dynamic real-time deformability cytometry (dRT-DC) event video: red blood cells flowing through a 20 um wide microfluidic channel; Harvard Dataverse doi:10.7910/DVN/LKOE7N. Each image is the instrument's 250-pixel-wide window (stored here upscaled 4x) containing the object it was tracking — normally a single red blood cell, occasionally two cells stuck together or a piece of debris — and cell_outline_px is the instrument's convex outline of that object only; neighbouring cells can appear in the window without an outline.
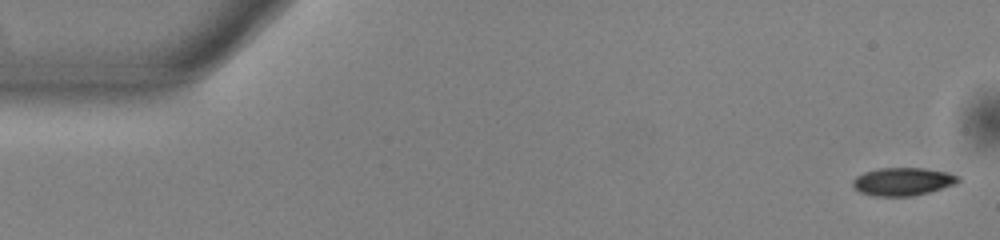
{"species": "common noctule bat (a hibernating species)", "species_latin": "Nyctalus noctula", "temperature_condition": "warm", "stored_images_in_passage": 46, "camera_frame_rate_fps": 3000, "um_per_image_px": 0.085, "animal": {"sex": "male", "body_mass_g": 13.0, "forearm_length_mm": 53.1}, "frame": {"image": 1, "passage_image": 1, "time_ms": 0.0, "image_size_px": [1000, 240], "cell_outline_px": [[960, 180], [956, 184], [928, 192], [912, 196], [872, 196], [860, 192], [852, 184], [852, 180], [856, 176], [864, 172], [880, 168], [924, 168], [948, 172], [960, 176]], "centroid_in_image_um": [76.74, 15.43], "position_along_channel_um": 8.3, "area_um2": 17.22}}
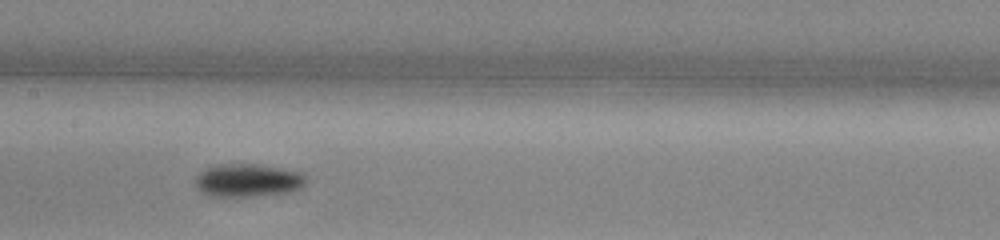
{"frame": {"image": 2, "passage_image": 25, "time_ms": 8.0, "image_size_px": [1000, 240], "cell_outline_px": [[308, 180], [300, 188], [284, 192], [252, 196], [208, 196], [200, 192], [196, 188], [192, 180], [204, 168], [212, 164], [256, 164], [280, 168], [296, 172], [304, 176]], "centroid_in_image_um": [20.93, 15.32], "position_along_channel_um": 186.5, "area_um2": 21.33}}
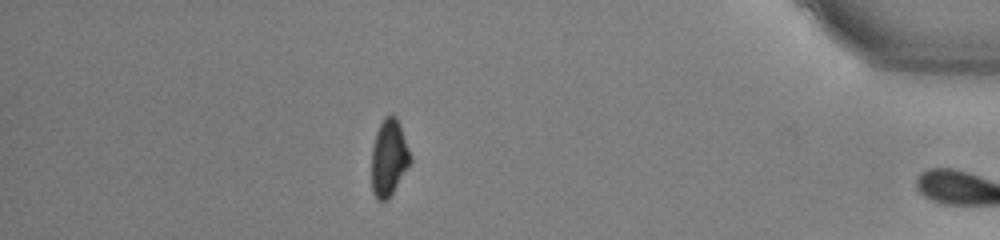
{"frame": {"image": 3, "passage_image": 45, "time_ms": 14.667, "image_size_px": [1000, 240], "cell_outline_px": [[412, 160], [388, 200], [380, 200], [372, 192], [372, 148], [376, 132], [384, 116], [396, 116], [400, 124], [412, 156]], "centroid_in_image_um": [33.07, 13.39], "position_along_channel_um": 402.1, "area_um2": 17.22}, "authors_computed_cell_mechanics": {"area_um2": 18.8717, "velocity_mm_per_s": 3.9467, "shape_relaxation_time_tau1_ms": 2.0961, "shape_relaxation_time_tau2_ms": null, "deformation_change_tau1": 0.0959, "deformation_change_tau2": null}}